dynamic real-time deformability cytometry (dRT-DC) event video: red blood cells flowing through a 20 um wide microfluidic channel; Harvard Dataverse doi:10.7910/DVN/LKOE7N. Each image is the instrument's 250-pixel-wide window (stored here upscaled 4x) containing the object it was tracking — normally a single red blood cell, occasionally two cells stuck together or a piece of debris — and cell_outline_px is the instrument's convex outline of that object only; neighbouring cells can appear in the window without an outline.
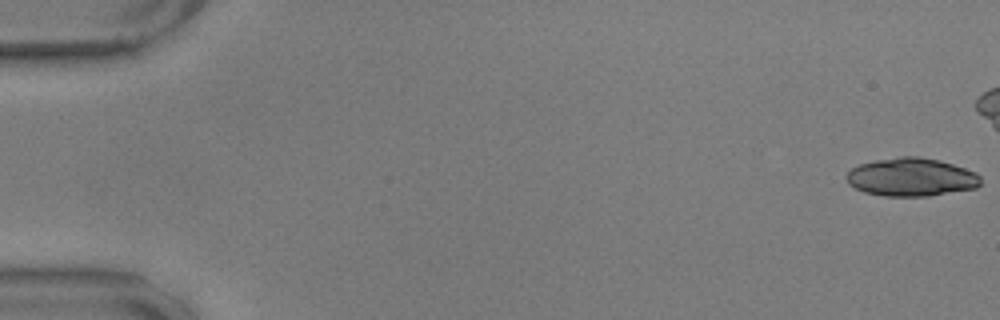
{"species": "common noctule bat (a hibernating species)", "species_latin": "Nyctalus noctula", "temperature_condition": "warm", "stored_images_in_passage": 51, "segment_of_instrument_passage": [1, 2], "camera_frame_rate_fps": 3000, "um_per_image_px": 0.085, "animal": {"sex": "male", "body_mass_g": 17.9, "forearm_length_mm": 54.2}, "frame": {"image": 1, "passage_image": 1, "time_ms": 0.0, "image_size_px": [1000, 320], "cell_outline_px": [[980, 184], [976, 188], [928, 196], [884, 196], [864, 192], [848, 184], [844, 176], [852, 168], [860, 164], [876, 160], [900, 156], [920, 156], [940, 160], [976, 172], [980, 176]], "centroid_in_image_um": [77.44, 15.05], "position_along_channel_um": 7.6, "area_um2": 30.0}}